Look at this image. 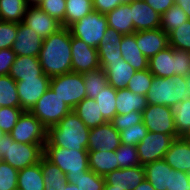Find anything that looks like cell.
<instances>
[{
  "mask_svg": "<svg viewBox=\"0 0 190 190\" xmlns=\"http://www.w3.org/2000/svg\"><path fill=\"white\" fill-rule=\"evenodd\" d=\"M38 58L44 74L50 78L72 72L69 28L62 27L44 39Z\"/></svg>",
  "mask_w": 190,
  "mask_h": 190,
  "instance_id": "1",
  "label": "cell"
},
{
  "mask_svg": "<svg viewBox=\"0 0 190 190\" xmlns=\"http://www.w3.org/2000/svg\"><path fill=\"white\" fill-rule=\"evenodd\" d=\"M90 129L71 110L63 119L47 129L45 146H59L66 149L87 150Z\"/></svg>",
  "mask_w": 190,
  "mask_h": 190,
  "instance_id": "2",
  "label": "cell"
},
{
  "mask_svg": "<svg viewBox=\"0 0 190 190\" xmlns=\"http://www.w3.org/2000/svg\"><path fill=\"white\" fill-rule=\"evenodd\" d=\"M190 98V79L188 76H153L151 87L146 94L147 104L173 107Z\"/></svg>",
  "mask_w": 190,
  "mask_h": 190,
  "instance_id": "3",
  "label": "cell"
},
{
  "mask_svg": "<svg viewBox=\"0 0 190 190\" xmlns=\"http://www.w3.org/2000/svg\"><path fill=\"white\" fill-rule=\"evenodd\" d=\"M45 144H25L14 141L10 134L0 139V160L18 170L40 162Z\"/></svg>",
  "mask_w": 190,
  "mask_h": 190,
  "instance_id": "4",
  "label": "cell"
},
{
  "mask_svg": "<svg viewBox=\"0 0 190 190\" xmlns=\"http://www.w3.org/2000/svg\"><path fill=\"white\" fill-rule=\"evenodd\" d=\"M148 69L156 77L188 76L189 52L168 46L148 60Z\"/></svg>",
  "mask_w": 190,
  "mask_h": 190,
  "instance_id": "5",
  "label": "cell"
},
{
  "mask_svg": "<svg viewBox=\"0 0 190 190\" xmlns=\"http://www.w3.org/2000/svg\"><path fill=\"white\" fill-rule=\"evenodd\" d=\"M44 156L57 165L65 176H78L89 170L88 150L44 146Z\"/></svg>",
  "mask_w": 190,
  "mask_h": 190,
  "instance_id": "6",
  "label": "cell"
},
{
  "mask_svg": "<svg viewBox=\"0 0 190 190\" xmlns=\"http://www.w3.org/2000/svg\"><path fill=\"white\" fill-rule=\"evenodd\" d=\"M68 28L71 36L77 37L89 46L97 49L108 29V23L105 14L93 10Z\"/></svg>",
  "mask_w": 190,
  "mask_h": 190,
  "instance_id": "7",
  "label": "cell"
},
{
  "mask_svg": "<svg viewBox=\"0 0 190 190\" xmlns=\"http://www.w3.org/2000/svg\"><path fill=\"white\" fill-rule=\"evenodd\" d=\"M72 109L49 87L30 112L48 129L59 123Z\"/></svg>",
  "mask_w": 190,
  "mask_h": 190,
  "instance_id": "8",
  "label": "cell"
},
{
  "mask_svg": "<svg viewBox=\"0 0 190 190\" xmlns=\"http://www.w3.org/2000/svg\"><path fill=\"white\" fill-rule=\"evenodd\" d=\"M50 88L71 109L87 97L82 73L70 72L52 77Z\"/></svg>",
  "mask_w": 190,
  "mask_h": 190,
  "instance_id": "9",
  "label": "cell"
},
{
  "mask_svg": "<svg viewBox=\"0 0 190 190\" xmlns=\"http://www.w3.org/2000/svg\"><path fill=\"white\" fill-rule=\"evenodd\" d=\"M10 135L19 143L45 144L47 128L30 111H23Z\"/></svg>",
  "mask_w": 190,
  "mask_h": 190,
  "instance_id": "10",
  "label": "cell"
},
{
  "mask_svg": "<svg viewBox=\"0 0 190 190\" xmlns=\"http://www.w3.org/2000/svg\"><path fill=\"white\" fill-rule=\"evenodd\" d=\"M174 140L175 138L171 135L148 131L136 146L140 165L145 166L162 160Z\"/></svg>",
  "mask_w": 190,
  "mask_h": 190,
  "instance_id": "11",
  "label": "cell"
},
{
  "mask_svg": "<svg viewBox=\"0 0 190 190\" xmlns=\"http://www.w3.org/2000/svg\"><path fill=\"white\" fill-rule=\"evenodd\" d=\"M144 125L149 132H158L179 138L177 135L172 107L147 104L142 111Z\"/></svg>",
  "mask_w": 190,
  "mask_h": 190,
  "instance_id": "12",
  "label": "cell"
},
{
  "mask_svg": "<svg viewBox=\"0 0 190 190\" xmlns=\"http://www.w3.org/2000/svg\"><path fill=\"white\" fill-rule=\"evenodd\" d=\"M50 80V77H30L16 81L20 108L23 111L31 110L50 87Z\"/></svg>",
  "mask_w": 190,
  "mask_h": 190,
  "instance_id": "13",
  "label": "cell"
},
{
  "mask_svg": "<svg viewBox=\"0 0 190 190\" xmlns=\"http://www.w3.org/2000/svg\"><path fill=\"white\" fill-rule=\"evenodd\" d=\"M72 72L85 73L100 68L97 49L71 36Z\"/></svg>",
  "mask_w": 190,
  "mask_h": 190,
  "instance_id": "14",
  "label": "cell"
},
{
  "mask_svg": "<svg viewBox=\"0 0 190 190\" xmlns=\"http://www.w3.org/2000/svg\"><path fill=\"white\" fill-rule=\"evenodd\" d=\"M121 145L120 133L111 122L90 129L88 151H115Z\"/></svg>",
  "mask_w": 190,
  "mask_h": 190,
  "instance_id": "15",
  "label": "cell"
},
{
  "mask_svg": "<svg viewBox=\"0 0 190 190\" xmlns=\"http://www.w3.org/2000/svg\"><path fill=\"white\" fill-rule=\"evenodd\" d=\"M43 40L32 28L20 22L17 23V36L12 50L17 56L39 57Z\"/></svg>",
  "mask_w": 190,
  "mask_h": 190,
  "instance_id": "16",
  "label": "cell"
},
{
  "mask_svg": "<svg viewBox=\"0 0 190 190\" xmlns=\"http://www.w3.org/2000/svg\"><path fill=\"white\" fill-rule=\"evenodd\" d=\"M23 23L32 28L43 39L62 28L59 21L49 16L38 6L28 7Z\"/></svg>",
  "mask_w": 190,
  "mask_h": 190,
  "instance_id": "17",
  "label": "cell"
},
{
  "mask_svg": "<svg viewBox=\"0 0 190 190\" xmlns=\"http://www.w3.org/2000/svg\"><path fill=\"white\" fill-rule=\"evenodd\" d=\"M135 37L138 48L148 59L169 46L168 34L161 28L136 31Z\"/></svg>",
  "mask_w": 190,
  "mask_h": 190,
  "instance_id": "18",
  "label": "cell"
},
{
  "mask_svg": "<svg viewBox=\"0 0 190 190\" xmlns=\"http://www.w3.org/2000/svg\"><path fill=\"white\" fill-rule=\"evenodd\" d=\"M131 18L135 32L160 28L161 15L144 0H131Z\"/></svg>",
  "mask_w": 190,
  "mask_h": 190,
  "instance_id": "19",
  "label": "cell"
},
{
  "mask_svg": "<svg viewBox=\"0 0 190 190\" xmlns=\"http://www.w3.org/2000/svg\"><path fill=\"white\" fill-rule=\"evenodd\" d=\"M123 35L114 29L108 28L101 39L97 52L100 61V67L105 70L111 62L121 60L122 54L120 44Z\"/></svg>",
  "mask_w": 190,
  "mask_h": 190,
  "instance_id": "20",
  "label": "cell"
},
{
  "mask_svg": "<svg viewBox=\"0 0 190 190\" xmlns=\"http://www.w3.org/2000/svg\"><path fill=\"white\" fill-rule=\"evenodd\" d=\"M145 178V170L141 165L113 170L104 176L105 185L115 188L135 189Z\"/></svg>",
  "mask_w": 190,
  "mask_h": 190,
  "instance_id": "21",
  "label": "cell"
},
{
  "mask_svg": "<svg viewBox=\"0 0 190 190\" xmlns=\"http://www.w3.org/2000/svg\"><path fill=\"white\" fill-rule=\"evenodd\" d=\"M163 160L173 169L190 174V145L184 137L176 138Z\"/></svg>",
  "mask_w": 190,
  "mask_h": 190,
  "instance_id": "22",
  "label": "cell"
},
{
  "mask_svg": "<svg viewBox=\"0 0 190 190\" xmlns=\"http://www.w3.org/2000/svg\"><path fill=\"white\" fill-rule=\"evenodd\" d=\"M106 15L108 28L114 29L122 35L135 32L131 18V0L120 4Z\"/></svg>",
  "mask_w": 190,
  "mask_h": 190,
  "instance_id": "23",
  "label": "cell"
},
{
  "mask_svg": "<svg viewBox=\"0 0 190 190\" xmlns=\"http://www.w3.org/2000/svg\"><path fill=\"white\" fill-rule=\"evenodd\" d=\"M9 75L15 81H20L21 78L48 77L43 72L39 58L34 56H16Z\"/></svg>",
  "mask_w": 190,
  "mask_h": 190,
  "instance_id": "24",
  "label": "cell"
},
{
  "mask_svg": "<svg viewBox=\"0 0 190 190\" xmlns=\"http://www.w3.org/2000/svg\"><path fill=\"white\" fill-rule=\"evenodd\" d=\"M144 167L145 179L156 190H171V167L162 159Z\"/></svg>",
  "mask_w": 190,
  "mask_h": 190,
  "instance_id": "25",
  "label": "cell"
},
{
  "mask_svg": "<svg viewBox=\"0 0 190 190\" xmlns=\"http://www.w3.org/2000/svg\"><path fill=\"white\" fill-rule=\"evenodd\" d=\"M120 51L122 58L128 62L136 71L148 69V58L140 51L136 43L135 32L123 35Z\"/></svg>",
  "mask_w": 190,
  "mask_h": 190,
  "instance_id": "26",
  "label": "cell"
},
{
  "mask_svg": "<svg viewBox=\"0 0 190 190\" xmlns=\"http://www.w3.org/2000/svg\"><path fill=\"white\" fill-rule=\"evenodd\" d=\"M115 151H88L89 169L98 175L105 176L113 170L120 169Z\"/></svg>",
  "mask_w": 190,
  "mask_h": 190,
  "instance_id": "27",
  "label": "cell"
},
{
  "mask_svg": "<svg viewBox=\"0 0 190 190\" xmlns=\"http://www.w3.org/2000/svg\"><path fill=\"white\" fill-rule=\"evenodd\" d=\"M108 84H110L114 89L126 88L129 79L134 75L136 70L123 58L116 62H111L105 70Z\"/></svg>",
  "mask_w": 190,
  "mask_h": 190,
  "instance_id": "28",
  "label": "cell"
},
{
  "mask_svg": "<svg viewBox=\"0 0 190 190\" xmlns=\"http://www.w3.org/2000/svg\"><path fill=\"white\" fill-rule=\"evenodd\" d=\"M147 107L146 96L138 95L127 88L117 89L116 111L117 114H128L136 111L142 112Z\"/></svg>",
  "mask_w": 190,
  "mask_h": 190,
  "instance_id": "29",
  "label": "cell"
},
{
  "mask_svg": "<svg viewBox=\"0 0 190 190\" xmlns=\"http://www.w3.org/2000/svg\"><path fill=\"white\" fill-rule=\"evenodd\" d=\"M89 128L105 124L96 100L86 97L72 109Z\"/></svg>",
  "mask_w": 190,
  "mask_h": 190,
  "instance_id": "30",
  "label": "cell"
},
{
  "mask_svg": "<svg viewBox=\"0 0 190 190\" xmlns=\"http://www.w3.org/2000/svg\"><path fill=\"white\" fill-rule=\"evenodd\" d=\"M43 181L40 160V162L35 165L19 170L17 187L22 190H44Z\"/></svg>",
  "mask_w": 190,
  "mask_h": 190,
  "instance_id": "31",
  "label": "cell"
},
{
  "mask_svg": "<svg viewBox=\"0 0 190 190\" xmlns=\"http://www.w3.org/2000/svg\"><path fill=\"white\" fill-rule=\"evenodd\" d=\"M41 172L44 190H63V184L67 182L65 174L45 156L41 158Z\"/></svg>",
  "mask_w": 190,
  "mask_h": 190,
  "instance_id": "32",
  "label": "cell"
},
{
  "mask_svg": "<svg viewBox=\"0 0 190 190\" xmlns=\"http://www.w3.org/2000/svg\"><path fill=\"white\" fill-rule=\"evenodd\" d=\"M28 5L25 0H0V20L23 22Z\"/></svg>",
  "mask_w": 190,
  "mask_h": 190,
  "instance_id": "33",
  "label": "cell"
},
{
  "mask_svg": "<svg viewBox=\"0 0 190 190\" xmlns=\"http://www.w3.org/2000/svg\"><path fill=\"white\" fill-rule=\"evenodd\" d=\"M116 95L117 90L108 84L95 98L100 112L102 113V116L106 122H111L114 116L117 114Z\"/></svg>",
  "mask_w": 190,
  "mask_h": 190,
  "instance_id": "34",
  "label": "cell"
},
{
  "mask_svg": "<svg viewBox=\"0 0 190 190\" xmlns=\"http://www.w3.org/2000/svg\"><path fill=\"white\" fill-rule=\"evenodd\" d=\"M93 11L92 0H66L64 27H69Z\"/></svg>",
  "mask_w": 190,
  "mask_h": 190,
  "instance_id": "35",
  "label": "cell"
},
{
  "mask_svg": "<svg viewBox=\"0 0 190 190\" xmlns=\"http://www.w3.org/2000/svg\"><path fill=\"white\" fill-rule=\"evenodd\" d=\"M82 74L87 97L95 100L102 89L108 85L106 73L100 67Z\"/></svg>",
  "mask_w": 190,
  "mask_h": 190,
  "instance_id": "36",
  "label": "cell"
},
{
  "mask_svg": "<svg viewBox=\"0 0 190 190\" xmlns=\"http://www.w3.org/2000/svg\"><path fill=\"white\" fill-rule=\"evenodd\" d=\"M20 107L16 81L10 75L0 76V107Z\"/></svg>",
  "mask_w": 190,
  "mask_h": 190,
  "instance_id": "37",
  "label": "cell"
},
{
  "mask_svg": "<svg viewBox=\"0 0 190 190\" xmlns=\"http://www.w3.org/2000/svg\"><path fill=\"white\" fill-rule=\"evenodd\" d=\"M69 183L75 184L79 190H104V176L98 175L92 170H88L82 175L66 176Z\"/></svg>",
  "mask_w": 190,
  "mask_h": 190,
  "instance_id": "38",
  "label": "cell"
},
{
  "mask_svg": "<svg viewBox=\"0 0 190 190\" xmlns=\"http://www.w3.org/2000/svg\"><path fill=\"white\" fill-rule=\"evenodd\" d=\"M172 112L178 137H185L190 133V98L173 106Z\"/></svg>",
  "mask_w": 190,
  "mask_h": 190,
  "instance_id": "39",
  "label": "cell"
},
{
  "mask_svg": "<svg viewBox=\"0 0 190 190\" xmlns=\"http://www.w3.org/2000/svg\"><path fill=\"white\" fill-rule=\"evenodd\" d=\"M188 20L189 18L185 11L178 5L174 4L161 15L160 28L166 34H169L171 31H173Z\"/></svg>",
  "mask_w": 190,
  "mask_h": 190,
  "instance_id": "40",
  "label": "cell"
},
{
  "mask_svg": "<svg viewBox=\"0 0 190 190\" xmlns=\"http://www.w3.org/2000/svg\"><path fill=\"white\" fill-rule=\"evenodd\" d=\"M169 46L190 52V19L168 34Z\"/></svg>",
  "mask_w": 190,
  "mask_h": 190,
  "instance_id": "41",
  "label": "cell"
},
{
  "mask_svg": "<svg viewBox=\"0 0 190 190\" xmlns=\"http://www.w3.org/2000/svg\"><path fill=\"white\" fill-rule=\"evenodd\" d=\"M153 76L154 75L149 71V69L136 71L129 79V83L126 88L133 93L146 96L149 92V88L151 87Z\"/></svg>",
  "mask_w": 190,
  "mask_h": 190,
  "instance_id": "42",
  "label": "cell"
},
{
  "mask_svg": "<svg viewBox=\"0 0 190 190\" xmlns=\"http://www.w3.org/2000/svg\"><path fill=\"white\" fill-rule=\"evenodd\" d=\"M116 156L120 168H129L140 165L137 147L134 145L121 144L116 149Z\"/></svg>",
  "mask_w": 190,
  "mask_h": 190,
  "instance_id": "43",
  "label": "cell"
},
{
  "mask_svg": "<svg viewBox=\"0 0 190 190\" xmlns=\"http://www.w3.org/2000/svg\"><path fill=\"white\" fill-rule=\"evenodd\" d=\"M148 132L144 123H137L120 131L121 144L137 146Z\"/></svg>",
  "mask_w": 190,
  "mask_h": 190,
  "instance_id": "44",
  "label": "cell"
},
{
  "mask_svg": "<svg viewBox=\"0 0 190 190\" xmlns=\"http://www.w3.org/2000/svg\"><path fill=\"white\" fill-rule=\"evenodd\" d=\"M22 112L20 107H0V129L10 134Z\"/></svg>",
  "mask_w": 190,
  "mask_h": 190,
  "instance_id": "45",
  "label": "cell"
},
{
  "mask_svg": "<svg viewBox=\"0 0 190 190\" xmlns=\"http://www.w3.org/2000/svg\"><path fill=\"white\" fill-rule=\"evenodd\" d=\"M19 170L0 160V190H14L17 188Z\"/></svg>",
  "mask_w": 190,
  "mask_h": 190,
  "instance_id": "46",
  "label": "cell"
},
{
  "mask_svg": "<svg viewBox=\"0 0 190 190\" xmlns=\"http://www.w3.org/2000/svg\"><path fill=\"white\" fill-rule=\"evenodd\" d=\"M38 7L59 21L62 27H64L66 0H43Z\"/></svg>",
  "mask_w": 190,
  "mask_h": 190,
  "instance_id": "47",
  "label": "cell"
},
{
  "mask_svg": "<svg viewBox=\"0 0 190 190\" xmlns=\"http://www.w3.org/2000/svg\"><path fill=\"white\" fill-rule=\"evenodd\" d=\"M17 36V23L0 20V49L12 48Z\"/></svg>",
  "mask_w": 190,
  "mask_h": 190,
  "instance_id": "48",
  "label": "cell"
},
{
  "mask_svg": "<svg viewBox=\"0 0 190 190\" xmlns=\"http://www.w3.org/2000/svg\"><path fill=\"white\" fill-rule=\"evenodd\" d=\"M142 122V112L136 111L129 112L128 114H116L111 121L113 127L119 132L131 125Z\"/></svg>",
  "mask_w": 190,
  "mask_h": 190,
  "instance_id": "49",
  "label": "cell"
},
{
  "mask_svg": "<svg viewBox=\"0 0 190 190\" xmlns=\"http://www.w3.org/2000/svg\"><path fill=\"white\" fill-rule=\"evenodd\" d=\"M171 190H190V174L172 168Z\"/></svg>",
  "mask_w": 190,
  "mask_h": 190,
  "instance_id": "50",
  "label": "cell"
},
{
  "mask_svg": "<svg viewBox=\"0 0 190 190\" xmlns=\"http://www.w3.org/2000/svg\"><path fill=\"white\" fill-rule=\"evenodd\" d=\"M16 56L12 48L0 49V76L9 75Z\"/></svg>",
  "mask_w": 190,
  "mask_h": 190,
  "instance_id": "51",
  "label": "cell"
},
{
  "mask_svg": "<svg viewBox=\"0 0 190 190\" xmlns=\"http://www.w3.org/2000/svg\"><path fill=\"white\" fill-rule=\"evenodd\" d=\"M127 0H92L93 10L102 14H107Z\"/></svg>",
  "mask_w": 190,
  "mask_h": 190,
  "instance_id": "52",
  "label": "cell"
},
{
  "mask_svg": "<svg viewBox=\"0 0 190 190\" xmlns=\"http://www.w3.org/2000/svg\"><path fill=\"white\" fill-rule=\"evenodd\" d=\"M144 1L160 15H162L171 6L175 4V0H144Z\"/></svg>",
  "mask_w": 190,
  "mask_h": 190,
  "instance_id": "53",
  "label": "cell"
},
{
  "mask_svg": "<svg viewBox=\"0 0 190 190\" xmlns=\"http://www.w3.org/2000/svg\"><path fill=\"white\" fill-rule=\"evenodd\" d=\"M175 4L181 7L190 19V0H175Z\"/></svg>",
  "mask_w": 190,
  "mask_h": 190,
  "instance_id": "54",
  "label": "cell"
},
{
  "mask_svg": "<svg viewBox=\"0 0 190 190\" xmlns=\"http://www.w3.org/2000/svg\"><path fill=\"white\" fill-rule=\"evenodd\" d=\"M133 190H156L150 182H148L145 178L144 180Z\"/></svg>",
  "mask_w": 190,
  "mask_h": 190,
  "instance_id": "55",
  "label": "cell"
},
{
  "mask_svg": "<svg viewBox=\"0 0 190 190\" xmlns=\"http://www.w3.org/2000/svg\"><path fill=\"white\" fill-rule=\"evenodd\" d=\"M28 7H36L39 6L43 0H25Z\"/></svg>",
  "mask_w": 190,
  "mask_h": 190,
  "instance_id": "56",
  "label": "cell"
},
{
  "mask_svg": "<svg viewBox=\"0 0 190 190\" xmlns=\"http://www.w3.org/2000/svg\"><path fill=\"white\" fill-rule=\"evenodd\" d=\"M63 190H79L75 184L69 183L68 181L63 184Z\"/></svg>",
  "mask_w": 190,
  "mask_h": 190,
  "instance_id": "57",
  "label": "cell"
},
{
  "mask_svg": "<svg viewBox=\"0 0 190 190\" xmlns=\"http://www.w3.org/2000/svg\"><path fill=\"white\" fill-rule=\"evenodd\" d=\"M104 190H129L128 188H115L112 185H104Z\"/></svg>",
  "mask_w": 190,
  "mask_h": 190,
  "instance_id": "58",
  "label": "cell"
},
{
  "mask_svg": "<svg viewBox=\"0 0 190 190\" xmlns=\"http://www.w3.org/2000/svg\"><path fill=\"white\" fill-rule=\"evenodd\" d=\"M184 138L186 139V141H187V142L189 143V145H190V133L187 134Z\"/></svg>",
  "mask_w": 190,
  "mask_h": 190,
  "instance_id": "59",
  "label": "cell"
},
{
  "mask_svg": "<svg viewBox=\"0 0 190 190\" xmlns=\"http://www.w3.org/2000/svg\"><path fill=\"white\" fill-rule=\"evenodd\" d=\"M188 77L190 79V52H189V72H188Z\"/></svg>",
  "mask_w": 190,
  "mask_h": 190,
  "instance_id": "60",
  "label": "cell"
},
{
  "mask_svg": "<svg viewBox=\"0 0 190 190\" xmlns=\"http://www.w3.org/2000/svg\"><path fill=\"white\" fill-rule=\"evenodd\" d=\"M5 133L0 129V139Z\"/></svg>",
  "mask_w": 190,
  "mask_h": 190,
  "instance_id": "61",
  "label": "cell"
}]
</instances>
